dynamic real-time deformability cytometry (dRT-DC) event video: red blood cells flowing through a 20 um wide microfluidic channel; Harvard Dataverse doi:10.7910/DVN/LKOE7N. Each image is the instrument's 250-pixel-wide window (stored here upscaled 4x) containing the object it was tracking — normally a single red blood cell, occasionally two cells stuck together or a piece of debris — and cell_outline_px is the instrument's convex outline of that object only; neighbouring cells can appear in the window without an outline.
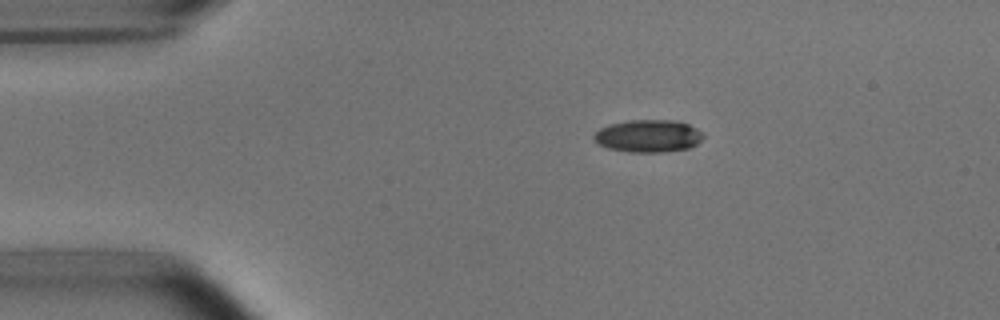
{"species": "common noctule bat (a hibernating species)", "species_latin": "Nyctalus noctula", "temperature_condition": "room temperature", "stored_images_in_passage": 4, "camera_frame_rate_fps": 3000, "um_per_image_px": 0.085, "animal": {"sex": "male", "body_mass_g": 15.6}, "frame": {"image": 1, "passage_image": 1, "time_ms": 0.0, "image_size_px": [1000, 320], "cell_outline_px": [[704, 136], [696, 144], [688, 148], [664, 152], [628, 152], [608, 148], [592, 140], [592, 136], [600, 128], [612, 124], [628, 120], [672, 120], [688, 124], [704, 132]], "centroid_in_image_um": [55.1, 11.56], "position_along_channel_um": 29.9, "area_um2": 20.69}}